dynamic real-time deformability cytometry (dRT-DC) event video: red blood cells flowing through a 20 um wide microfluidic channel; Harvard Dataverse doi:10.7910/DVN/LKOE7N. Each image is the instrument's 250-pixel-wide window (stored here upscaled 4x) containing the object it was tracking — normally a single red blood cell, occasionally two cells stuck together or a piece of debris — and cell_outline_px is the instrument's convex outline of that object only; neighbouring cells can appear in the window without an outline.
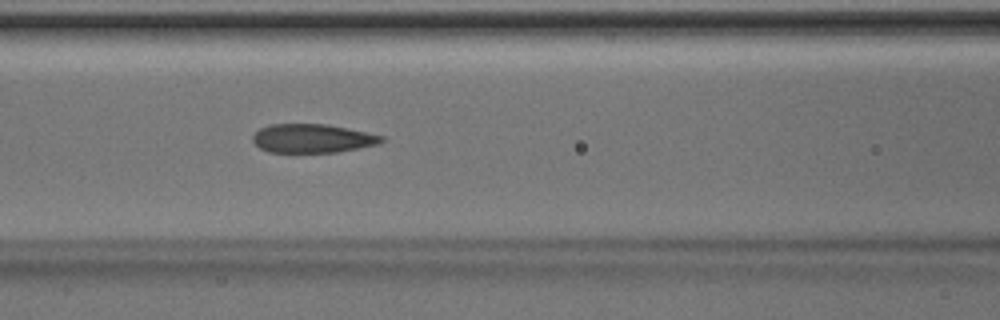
{"species": "Egyptian fruit bat (a non-hibernating species)", "species_latin": "Rousettus aegyptiacus", "temperature_condition": "room temperature", "stored_images_in_passage": 34, "camera_frame_rate_fps": 3000, "um_per_image_px": 0.085, "animal": {"sex": "male"}, "frame": {"image": 1, "passage_image": 13, "time_ms": 4.0, "image_size_px": [1000, 320], "cell_outline_px": [[384, 140], [380, 144], [336, 152], [268, 152], [260, 148], [252, 140], [252, 136], [260, 128], [272, 124], [328, 124], [384, 136]], "centroid_in_image_um": [26.56, 11.76], "position_along_channel_um": 140.0, "area_um2": 21.5}}
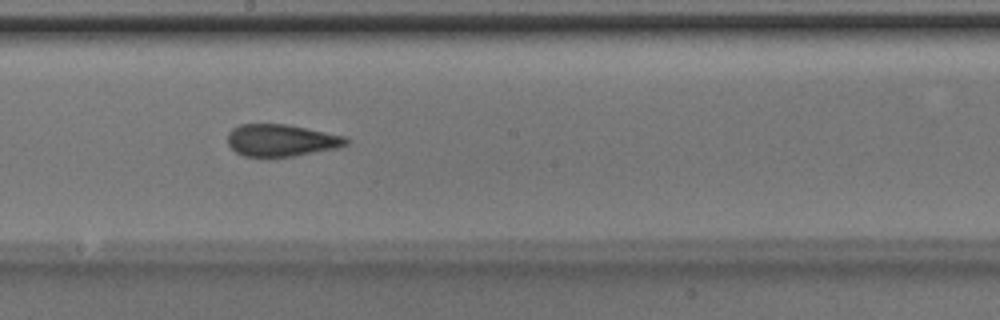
{"frame": {"image": 2, "passage_image": 19, "time_ms": 6.0, "image_size_px": [1000, 320], "cell_outline_px": [[352, 140], [348, 144], [336, 148], [292, 156], [244, 156], [236, 152], [228, 144], [228, 132], [232, 128], [240, 124], [288, 124], [348, 136]], "centroid_in_image_um": [23.95, 11.91], "position_along_channel_um": 224.2, "area_um2": 22.25}}
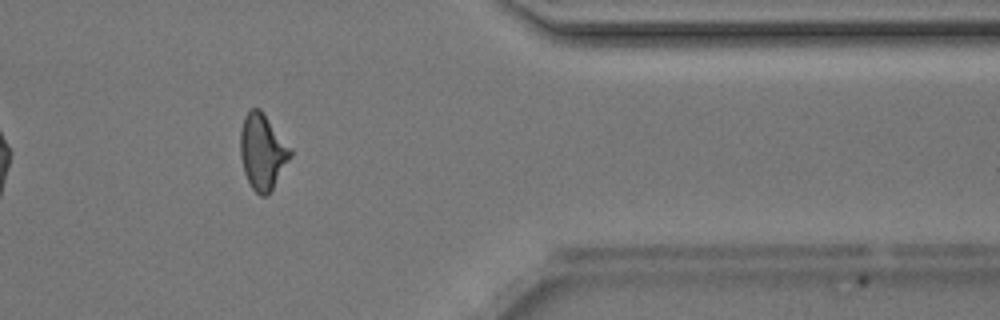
{"frame": {"image": 3, "passage_image": 32, "time_ms": 10.333, "image_size_px": [1000, 320], "cell_outline_px": [[292, 156], [272, 192], [268, 196], [260, 196], [252, 188], [244, 172], [240, 156], [240, 128], [244, 116], [252, 108], [260, 108], [292, 148]], "centroid_in_image_um": [22.33, 12.92], "position_along_channel_um": 389.1, "area_um2": 22.48}, "authors_computed_cell_mechanics": {"area_um2": 22.3686, "velocity_mm_per_s": 4.2271, "shape_relaxation_time_tau1_ms": 5.0925, "shape_relaxation_time_tau2_ms": 1.908, "deformation_change_tau1": 0.1428, "deformation_change_tau2": 0.0836}}